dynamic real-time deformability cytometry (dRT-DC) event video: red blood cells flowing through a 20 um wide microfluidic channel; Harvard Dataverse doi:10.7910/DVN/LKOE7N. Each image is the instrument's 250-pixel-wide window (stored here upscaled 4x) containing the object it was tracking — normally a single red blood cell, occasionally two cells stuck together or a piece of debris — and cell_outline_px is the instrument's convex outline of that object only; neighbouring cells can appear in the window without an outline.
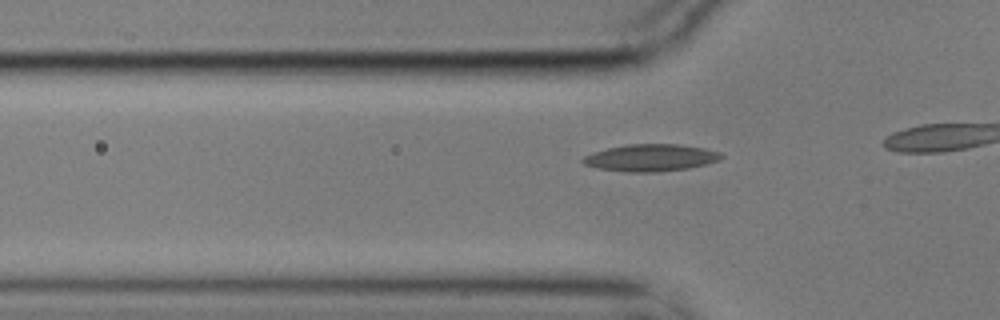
{"species": "common noctule bat (a hibernating species)", "species_latin": "Nyctalus noctula", "temperature_condition": "cold", "stored_images_in_passage": 28, "camera_frame_rate_fps": 3000, "um_per_image_px": 0.085, "animal": {"sex": "male", "body_mass_g": 17.9}, "frame": {"image": 1, "passage_image": 12, "time_ms": 3.667, "image_size_px": [1000, 320], "cell_outline_px": [[724, 156], [720, 160], [688, 168], [656, 172], [628, 172], [596, 168], [584, 164], [580, 160], [584, 156], [592, 152], [608, 148], [628, 144], [676, 144], [704, 148], [720, 152]], "centroid_in_image_um": [55.29, 13.41], "position_along_channel_um": 70.5, "area_um2": 21.79}}
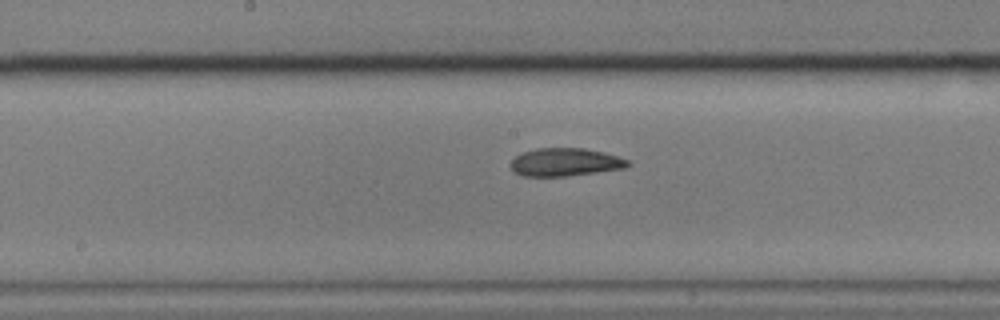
{"frame": {"image": 2, "passage_image": 23, "time_ms": 7.333, "image_size_px": [1000, 320], "cell_outline_px": [[632, 164], [624, 168], [596, 172], [564, 176], [524, 176], [516, 172], [508, 164], [516, 156], [524, 152], [536, 148], [584, 148], [604, 152], [628, 160]], "centroid_in_image_um": [48.04, 13.77], "position_along_channel_um": 200.2, "area_um2": 18.96}}
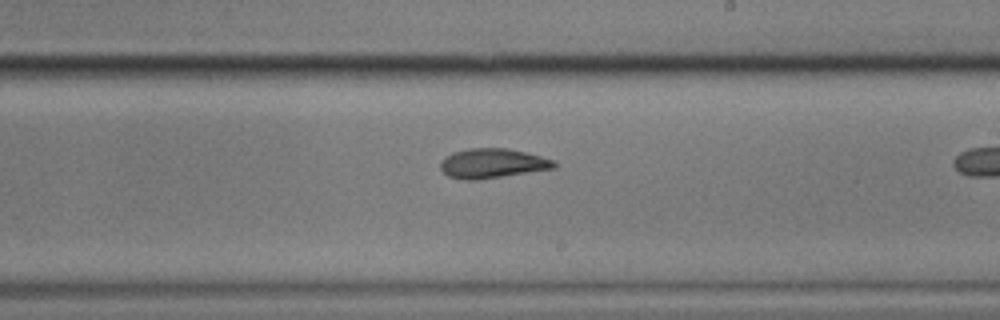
{"frame": {"image": 3, "passage_image": 27, "time_ms": 8.667, "image_size_px": [1000, 320], "cell_outline_px": [[556, 168], [480, 180], [464, 180], [448, 176], [440, 168], [440, 164], [444, 156], [452, 152], [468, 148], [508, 148], [556, 160]], "centroid_in_image_um": [41.85, 13.89], "position_along_channel_um": 247.2, "area_um2": 19.83}}